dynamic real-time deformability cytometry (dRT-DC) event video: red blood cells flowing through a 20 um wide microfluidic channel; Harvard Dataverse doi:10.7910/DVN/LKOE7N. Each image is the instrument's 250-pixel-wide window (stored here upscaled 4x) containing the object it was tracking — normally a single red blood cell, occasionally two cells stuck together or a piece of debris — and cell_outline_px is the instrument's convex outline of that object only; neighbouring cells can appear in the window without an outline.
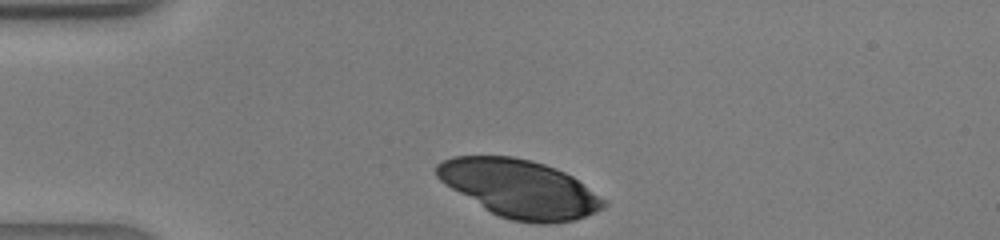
{"species": "human", "species_latin": "Homo sapiens", "temperature_condition": "warm", "stored_images_in_passage": 26, "camera_frame_rate_fps": 3000, "um_per_image_px": 0.085, "donor": {"sex": "male"}, "frame": {"image": 1, "passage_image": 1, "time_ms": 0.0, "image_size_px": [1000, 240], "cell_outline_px": [[608, 204], [604, 208], [584, 216], [572, 220], [548, 224], [536, 224], [512, 220], [500, 216], [484, 208], [444, 184], [436, 176], [436, 164], [440, 160], [452, 156], [512, 156], [532, 160], [556, 168], [572, 176], [604, 200]], "centroid_in_image_um": [44.13, 16.02], "position_along_channel_um": 40.9, "area_um2": 55.89}}